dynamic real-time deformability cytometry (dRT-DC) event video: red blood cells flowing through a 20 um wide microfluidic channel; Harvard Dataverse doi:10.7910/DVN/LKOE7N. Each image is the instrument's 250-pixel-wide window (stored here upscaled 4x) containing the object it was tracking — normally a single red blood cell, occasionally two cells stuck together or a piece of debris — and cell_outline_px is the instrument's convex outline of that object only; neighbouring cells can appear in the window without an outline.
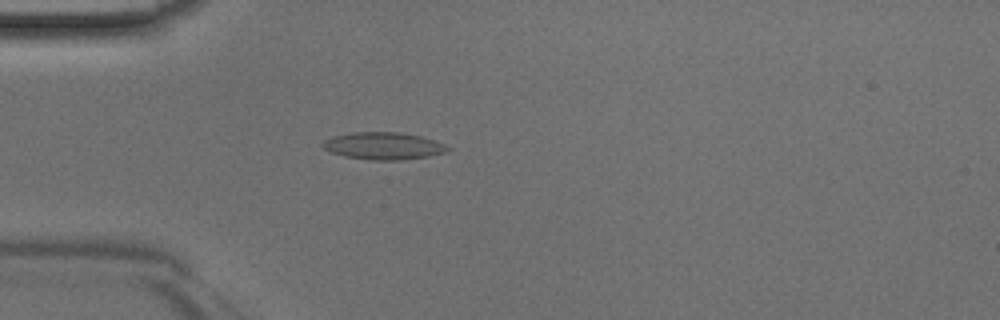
{"species": "Egyptian fruit bat (a non-hibernating species)", "species_latin": "Rousettus aegyptiacus", "temperature_condition": "room temperature", "stored_images_in_passage": 43, "camera_frame_rate_fps": 3000, "um_per_image_px": 0.085, "animal": {"sex": "male"}, "frame": {"image": 1, "passage_image": 11, "time_ms": 3.333, "image_size_px": [1000, 320], "cell_outline_px": [[452, 148], [448, 152], [428, 156], [400, 160], [372, 160], [344, 156], [332, 152], [324, 148], [320, 144], [324, 140], [332, 136], [352, 132], [396, 132], [420, 136], [444, 144]], "centroid_in_image_um": [32.58, 12.4], "position_along_channel_um": 52.4, "area_um2": 19.77}}
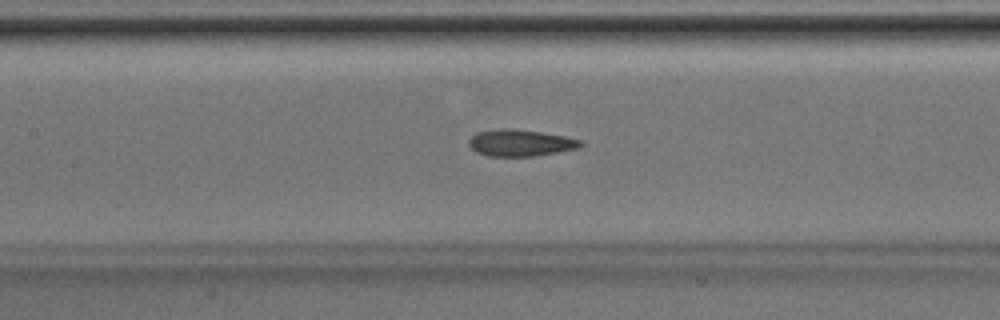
{"frame": {"image": 2, "passage_image": 19, "time_ms": 6.0, "image_size_px": [1000, 320], "cell_outline_px": [[584, 144], [580, 148], [536, 156], [488, 156], [476, 152], [468, 144], [468, 140], [476, 132], [500, 128], [512, 128], [540, 132], [564, 136], [584, 140]], "centroid_in_image_um": [44.26, 12.14], "position_along_channel_um": 163.1, "area_um2": 17.57}}
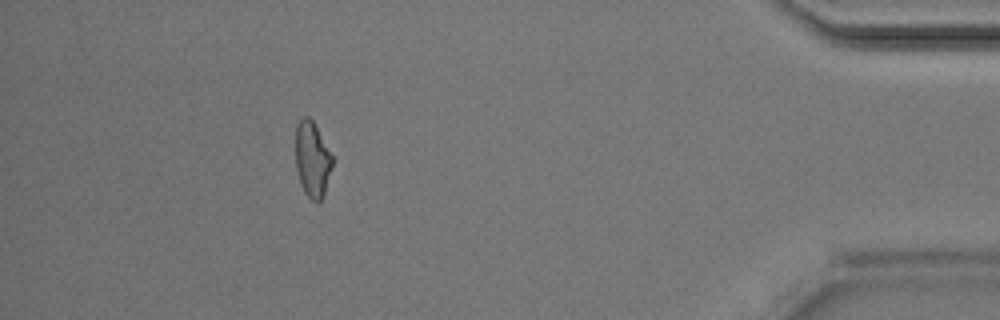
{"frame": {"image": 3, "passage_image": 39, "time_ms": 12.667, "image_size_px": [1000, 320], "cell_outline_px": [[332, 164], [324, 192], [320, 200], [316, 204], [304, 192], [300, 184], [296, 168], [296, 124], [304, 116], [308, 116], [312, 120], [332, 156]], "centroid_in_image_um": [26.51, 13.55], "position_along_channel_um": 408.7, "area_um2": 15.84}}